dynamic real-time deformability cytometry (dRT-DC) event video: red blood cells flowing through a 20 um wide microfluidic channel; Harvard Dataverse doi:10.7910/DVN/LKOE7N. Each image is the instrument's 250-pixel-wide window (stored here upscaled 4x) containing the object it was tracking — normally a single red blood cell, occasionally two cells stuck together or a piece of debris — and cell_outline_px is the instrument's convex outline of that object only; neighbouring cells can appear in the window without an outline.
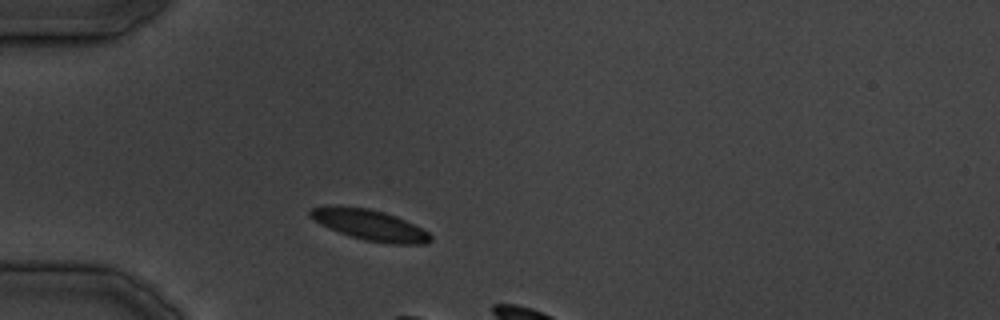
{"species": "common noctule bat (a hibernating species)", "species_latin": "Nyctalus noctula", "temperature_condition": "cold", "stored_images_in_passage": 7, "camera_frame_rate_fps": 3000, "um_per_image_px": 0.085, "animal": {"sex": "male", "body_mass_g": 19.5, "forearm_length_mm": 54.6}, "frame": {"image": 1, "passage_image": 4, "time_ms": 4.333, "image_size_px": [1000, 320], "cell_outline_px": [[432, 240], [428, 244], [392, 244], [364, 240], [340, 232], [320, 224], [308, 216], [308, 212], [312, 208], [368, 208], [384, 212], [396, 216], [428, 232], [432, 236]], "centroid_in_image_um": [31.51, 19.17], "position_along_channel_um": 53.5, "area_um2": 20.75}}